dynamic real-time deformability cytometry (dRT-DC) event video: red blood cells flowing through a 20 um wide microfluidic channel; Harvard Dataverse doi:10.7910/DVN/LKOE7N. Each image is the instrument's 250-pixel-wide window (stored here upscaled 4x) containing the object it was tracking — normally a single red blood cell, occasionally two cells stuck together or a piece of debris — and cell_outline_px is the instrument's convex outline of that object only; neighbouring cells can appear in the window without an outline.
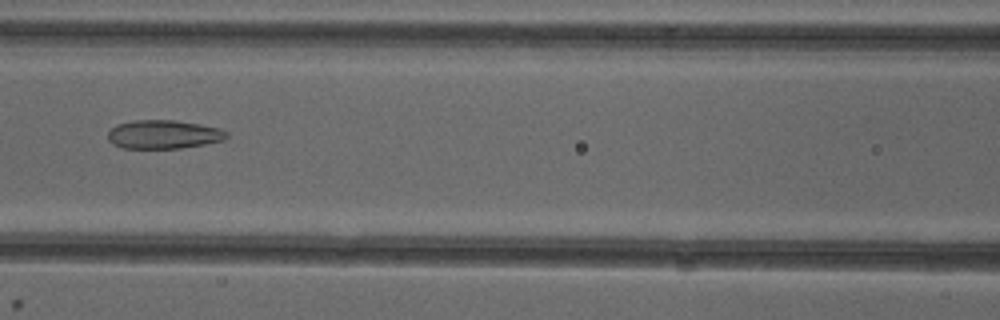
{"species": "common noctule bat (a hibernating species)", "species_latin": "Nyctalus noctula", "temperature_condition": "cold", "stored_images_in_passage": 6, "camera_frame_rate_fps": 3000, "um_per_image_px": 0.085, "animal": {"sex": "female"}, "frame": {"image": 1, "passage_image": 6, "time_ms": 6.0, "image_size_px": [1000, 320], "cell_outline_px": [[228, 136], [224, 140], [204, 144], [180, 148], [124, 148], [112, 144], [108, 140], [108, 132], [116, 124], [132, 120], [176, 120], [200, 124], [220, 128], [228, 132]], "centroid_in_image_um": [13.9, 11.42], "position_along_channel_um": 152.7, "area_um2": 19.94}}